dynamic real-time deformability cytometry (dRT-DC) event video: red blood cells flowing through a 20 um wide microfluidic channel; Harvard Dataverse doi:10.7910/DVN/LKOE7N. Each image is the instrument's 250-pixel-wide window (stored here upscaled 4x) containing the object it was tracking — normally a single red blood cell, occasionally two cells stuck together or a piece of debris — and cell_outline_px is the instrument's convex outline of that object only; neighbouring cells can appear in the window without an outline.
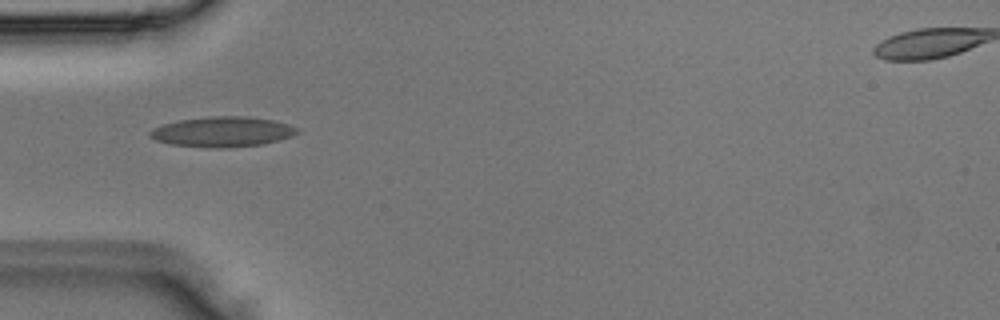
{"species": "Egyptian fruit bat (a non-hibernating species)", "species_latin": "Rousettus aegyptiacus", "temperature_condition": "room temperature", "stored_images_in_passage": 2, "camera_frame_rate_fps": 3000, "um_per_image_px": 0.085, "animal": {"sex": "male"}, "frame": {"image": 1, "passage_image": 2, "time_ms": 0.333, "image_size_px": [1000, 320], "cell_outline_px": [[300, 132], [292, 136], [280, 140], [264, 144], [228, 148], [208, 148], [172, 144], [156, 140], [148, 136], [148, 132], [152, 128], [164, 124], [180, 120], [212, 116], [248, 116], [272, 120], [288, 124], [300, 128]], "centroid_in_image_um": [18.94, 11.21], "position_along_channel_um": 66.1, "area_um2": 26.13}}